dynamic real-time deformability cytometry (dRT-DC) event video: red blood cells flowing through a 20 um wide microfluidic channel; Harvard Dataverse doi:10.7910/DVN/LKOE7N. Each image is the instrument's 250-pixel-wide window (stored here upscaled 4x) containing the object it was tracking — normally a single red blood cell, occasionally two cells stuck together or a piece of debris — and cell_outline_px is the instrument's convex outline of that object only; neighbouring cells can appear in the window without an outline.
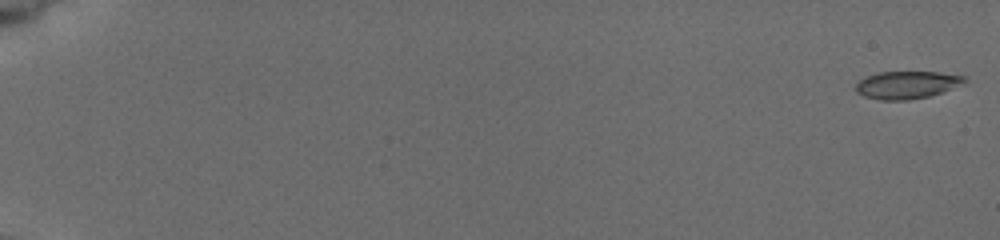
{"species": "common noctule bat (a hibernating species)", "species_latin": "Nyctalus noctula", "temperature_condition": "cold", "stored_images_in_passage": 16, "camera_frame_rate_fps": 3000, "um_per_image_px": 0.085, "animal": {"sex": "female", "body_mass_g": 19.5, "forearm_length_mm": 54.1}, "frame": {"image": 1, "passage_image": 1, "time_ms": 0.0, "image_size_px": [1000, 240], "cell_outline_px": [[968, 80], [944, 92], [928, 96], [908, 100], [880, 100], [864, 96], [856, 92], [856, 84], [860, 80], [868, 76], [880, 72], [940, 72], [968, 76]], "centroid_in_image_um": [77.12, 7.21], "position_along_channel_um": 7.9, "area_um2": 17.46}}
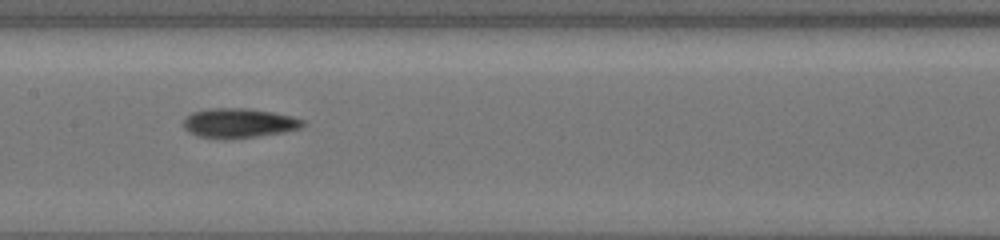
{"frame": {"image": 2, "passage_image": 13, "time_ms": 10.0, "image_size_px": [1000, 240], "cell_outline_px": [[304, 124], [300, 128], [284, 132], [256, 136], [224, 140], [196, 136], [188, 132], [184, 128], [184, 120], [192, 112], [212, 108], [244, 108], [272, 112], [292, 116], [304, 120]], "centroid_in_image_um": [20.28, 10.47], "position_along_channel_um": 187.1, "area_um2": 20.58}}
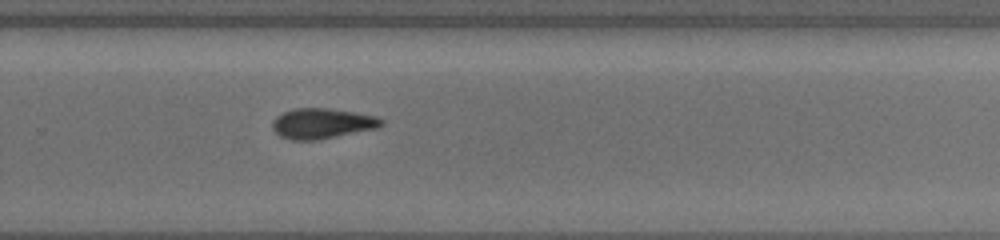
{"frame": {"image": 3, "passage_image": 16, "time_ms": 13.0, "image_size_px": [1000, 240], "cell_outline_px": [[384, 124], [376, 128], [316, 140], [292, 140], [280, 136], [272, 128], [272, 120], [276, 116], [284, 112], [296, 108], [328, 108], [376, 116], [384, 120]], "centroid_in_image_um": [27.35, 10.49], "position_along_channel_um": 302.4, "area_um2": 19.07}}